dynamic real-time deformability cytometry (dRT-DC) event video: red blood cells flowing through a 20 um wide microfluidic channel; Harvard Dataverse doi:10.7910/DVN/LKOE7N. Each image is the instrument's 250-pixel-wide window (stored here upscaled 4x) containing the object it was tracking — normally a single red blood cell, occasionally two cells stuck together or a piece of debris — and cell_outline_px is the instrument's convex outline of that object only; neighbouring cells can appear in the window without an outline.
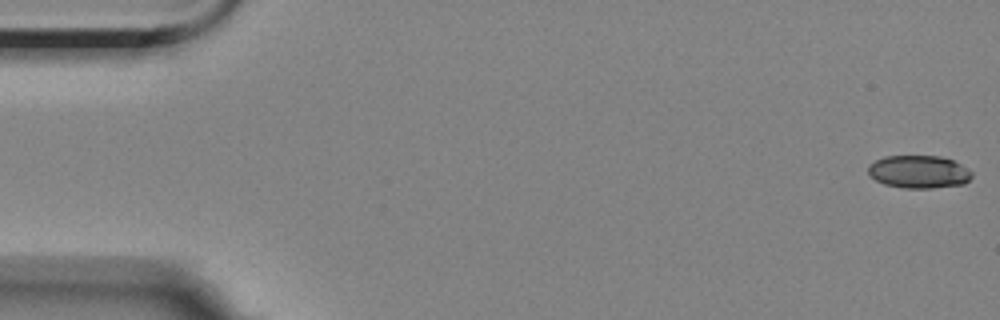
{"species": "Egyptian fruit bat (a non-hibernating species)", "species_latin": "Rousettus aegyptiacus", "temperature_condition": "room temperature", "stored_images_in_passage": 56, "camera_frame_rate_fps": 3000, "um_per_image_px": 0.085, "animal": {"sex": "female"}, "frame": {"image": 1, "passage_image": 1, "time_ms": 0.0, "image_size_px": [1000, 320], "cell_outline_px": [[972, 176], [964, 184], [932, 188], [904, 188], [884, 184], [876, 180], [868, 172], [868, 164], [884, 156], [940, 156], [952, 160], [968, 168], [972, 172]], "centroid_in_image_um": [78.1, 14.6], "position_along_channel_um": 6.9, "area_um2": 19.83}}
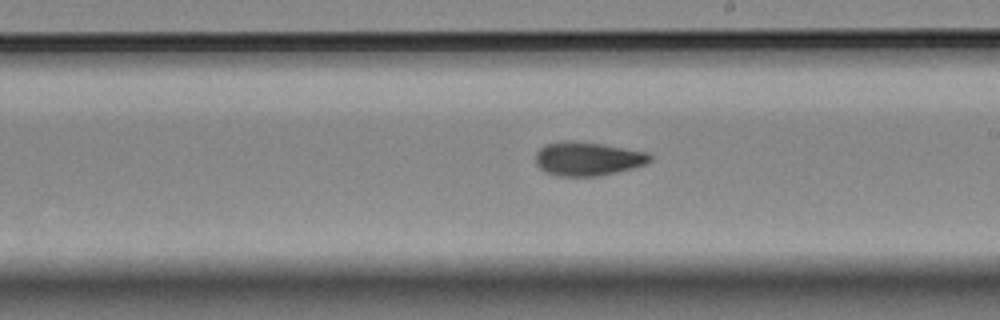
{"frame": {"image": 2, "passage_image": 32, "time_ms": 10.333, "image_size_px": [1000, 320], "cell_outline_px": [[652, 160], [644, 164], [632, 168], [596, 176], [560, 176], [548, 172], [540, 168], [536, 164], [536, 152], [544, 144], [560, 140], [572, 140], [604, 144], [648, 152], [652, 156]], "centroid_in_image_um": [49.94, 13.46], "position_along_channel_um": 239.1, "area_um2": 22.54}}
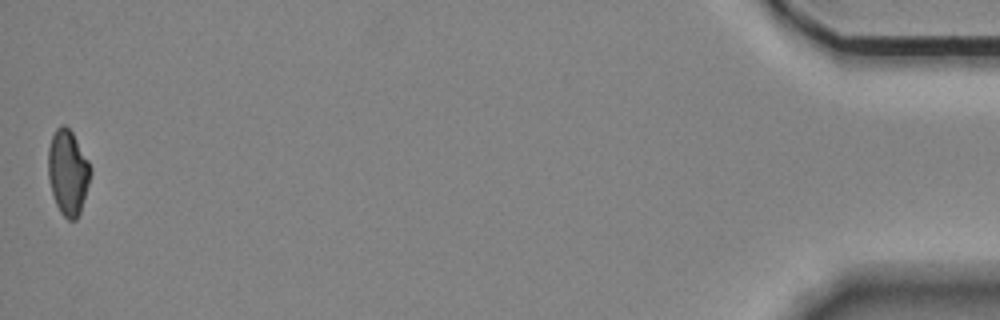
{"frame": {"image": 3, "passage_image": 56, "time_ms": 18.333, "image_size_px": [1000, 320], "cell_outline_px": [[92, 172], [80, 212], [76, 220], [68, 220], [60, 212], [56, 204], [52, 192], [48, 176], [48, 148], [52, 136], [56, 128], [60, 124], [64, 124], [72, 132], [88, 160], [92, 168]], "centroid_in_image_um": [5.77, 14.64], "position_along_channel_um": 429.4, "area_um2": 20.98}, "authors_computed_cell_mechanics": {"area_um2": 21.7906, "velocity_mm_per_s": 3.5418, "shape_relaxation_time_tau1_ms": 9.004, "shape_relaxation_time_tau2_ms": 6.0896, "deformation_change_tau1": 0.182, "deformation_change_tau2": 0.1207}}